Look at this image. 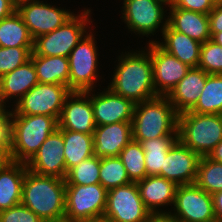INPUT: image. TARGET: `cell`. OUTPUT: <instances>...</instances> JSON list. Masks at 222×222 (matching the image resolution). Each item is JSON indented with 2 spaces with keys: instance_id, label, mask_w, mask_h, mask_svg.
<instances>
[{
  "instance_id": "6da1fadb",
  "label": "cell",
  "mask_w": 222,
  "mask_h": 222,
  "mask_svg": "<svg viewBox=\"0 0 222 222\" xmlns=\"http://www.w3.org/2000/svg\"><path fill=\"white\" fill-rule=\"evenodd\" d=\"M65 188V179L27 170L22 185L21 204L44 222L62 221L65 218Z\"/></svg>"
},
{
  "instance_id": "7a4b0ae2",
  "label": "cell",
  "mask_w": 222,
  "mask_h": 222,
  "mask_svg": "<svg viewBox=\"0 0 222 222\" xmlns=\"http://www.w3.org/2000/svg\"><path fill=\"white\" fill-rule=\"evenodd\" d=\"M142 52V53H140ZM108 88L135 104L157 97L149 51L121 55Z\"/></svg>"
},
{
  "instance_id": "3957f363",
  "label": "cell",
  "mask_w": 222,
  "mask_h": 222,
  "mask_svg": "<svg viewBox=\"0 0 222 222\" xmlns=\"http://www.w3.org/2000/svg\"><path fill=\"white\" fill-rule=\"evenodd\" d=\"M58 129V120L47 115H10L12 161L27 164L41 145Z\"/></svg>"
},
{
  "instance_id": "277c9868",
  "label": "cell",
  "mask_w": 222,
  "mask_h": 222,
  "mask_svg": "<svg viewBox=\"0 0 222 222\" xmlns=\"http://www.w3.org/2000/svg\"><path fill=\"white\" fill-rule=\"evenodd\" d=\"M178 113L167 96L136 103L132 118V140L142 142L178 135Z\"/></svg>"
},
{
  "instance_id": "5b68a950",
  "label": "cell",
  "mask_w": 222,
  "mask_h": 222,
  "mask_svg": "<svg viewBox=\"0 0 222 222\" xmlns=\"http://www.w3.org/2000/svg\"><path fill=\"white\" fill-rule=\"evenodd\" d=\"M178 140L200 157L222 141V114L183 112L178 115Z\"/></svg>"
},
{
  "instance_id": "8992f818",
  "label": "cell",
  "mask_w": 222,
  "mask_h": 222,
  "mask_svg": "<svg viewBox=\"0 0 222 222\" xmlns=\"http://www.w3.org/2000/svg\"><path fill=\"white\" fill-rule=\"evenodd\" d=\"M90 10L73 15L62 26L34 39L33 52L38 56H63L68 58L72 49L84 37Z\"/></svg>"
},
{
  "instance_id": "52a82bcc",
  "label": "cell",
  "mask_w": 222,
  "mask_h": 222,
  "mask_svg": "<svg viewBox=\"0 0 222 222\" xmlns=\"http://www.w3.org/2000/svg\"><path fill=\"white\" fill-rule=\"evenodd\" d=\"M107 190L100 184L66 185L65 218L74 222L104 216Z\"/></svg>"
},
{
  "instance_id": "ba28073f",
  "label": "cell",
  "mask_w": 222,
  "mask_h": 222,
  "mask_svg": "<svg viewBox=\"0 0 222 222\" xmlns=\"http://www.w3.org/2000/svg\"><path fill=\"white\" fill-rule=\"evenodd\" d=\"M71 93L61 84L38 83L18 102L11 115H47L60 117L65 98Z\"/></svg>"
},
{
  "instance_id": "9c48e42d",
  "label": "cell",
  "mask_w": 222,
  "mask_h": 222,
  "mask_svg": "<svg viewBox=\"0 0 222 222\" xmlns=\"http://www.w3.org/2000/svg\"><path fill=\"white\" fill-rule=\"evenodd\" d=\"M151 215L144 206L136 182L107 191L103 217L108 222H147Z\"/></svg>"
},
{
  "instance_id": "30bf717a",
  "label": "cell",
  "mask_w": 222,
  "mask_h": 222,
  "mask_svg": "<svg viewBox=\"0 0 222 222\" xmlns=\"http://www.w3.org/2000/svg\"><path fill=\"white\" fill-rule=\"evenodd\" d=\"M97 48L93 34L89 33L72 49L68 56L70 75L68 88L71 92L92 91L97 78Z\"/></svg>"
},
{
  "instance_id": "8fae6325",
  "label": "cell",
  "mask_w": 222,
  "mask_h": 222,
  "mask_svg": "<svg viewBox=\"0 0 222 222\" xmlns=\"http://www.w3.org/2000/svg\"><path fill=\"white\" fill-rule=\"evenodd\" d=\"M173 209L168 214L177 222H217L212 195L195 183L178 185Z\"/></svg>"
},
{
  "instance_id": "7c38bea8",
  "label": "cell",
  "mask_w": 222,
  "mask_h": 222,
  "mask_svg": "<svg viewBox=\"0 0 222 222\" xmlns=\"http://www.w3.org/2000/svg\"><path fill=\"white\" fill-rule=\"evenodd\" d=\"M16 11L28 27L33 39L62 26L74 14L38 0H24L16 4Z\"/></svg>"
},
{
  "instance_id": "4fadbf2b",
  "label": "cell",
  "mask_w": 222,
  "mask_h": 222,
  "mask_svg": "<svg viewBox=\"0 0 222 222\" xmlns=\"http://www.w3.org/2000/svg\"><path fill=\"white\" fill-rule=\"evenodd\" d=\"M148 46L156 94L157 96H168L191 67L167 53L157 44V41H151Z\"/></svg>"
},
{
  "instance_id": "5bb4252c",
  "label": "cell",
  "mask_w": 222,
  "mask_h": 222,
  "mask_svg": "<svg viewBox=\"0 0 222 222\" xmlns=\"http://www.w3.org/2000/svg\"><path fill=\"white\" fill-rule=\"evenodd\" d=\"M90 92H71L65 98L58 119V130L93 134L96 124L94 121L93 106L91 99H89Z\"/></svg>"
},
{
  "instance_id": "9a60e30c",
  "label": "cell",
  "mask_w": 222,
  "mask_h": 222,
  "mask_svg": "<svg viewBox=\"0 0 222 222\" xmlns=\"http://www.w3.org/2000/svg\"><path fill=\"white\" fill-rule=\"evenodd\" d=\"M200 156L177 140L169 149L158 174L177 185L193 184L197 178Z\"/></svg>"
},
{
  "instance_id": "2e32d148",
  "label": "cell",
  "mask_w": 222,
  "mask_h": 222,
  "mask_svg": "<svg viewBox=\"0 0 222 222\" xmlns=\"http://www.w3.org/2000/svg\"><path fill=\"white\" fill-rule=\"evenodd\" d=\"M26 165L28 170L39 175L65 179L66 163L63 134L58 129L50 134Z\"/></svg>"
},
{
  "instance_id": "e0dca14e",
  "label": "cell",
  "mask_w": 222,
  "mask_h": 222,
  "mask_svg": "<svg viewBox=\"0 0 222 222\" xmlns=\"http://www.w3.org/2000/svg\"><path fill=\"white\" fill-rule=\"evenodd\" d=\"M123 19L130 31L152 34L158 29L164 19L165 5L158 0H124Z\"/></svg>"
},
{
  "instance_id": "ac0fdd59",
  "label": "cell",
  "mask_w": 222,
  "mask_h": 222,
  "mask_svg": "<svg viewBox=\"0 0 222 222\" xmlns=\"http://www.w3.org/2000/svg\"><path fill=\"white\" fill-rule=\"evenodd\" d=\"M93 106L96 126L118 122H132L135 103L115 94L109 88L96 96L89 97Z\"/></svg>"
},
{
  "instance_id": "d6986e66",
  "label": "cell",
  "mask_w": 222,
  "mask_h": 222,
  "mask_svg": "<svg viewBox=\"0 0 222 222\" xmlns=\"http://www.w3.org/2000/svg\"><path fill=\"white\" fill-rule=\"evenodd\" d=\"M132 141V122H118L96 126L93 132L94 156L119 157Z\"/></svg>"
},
{
  "instance_id": "ffe728a7",
  "label": "cell",
  "mask_w": 222,
  "mask_h": 222,
  "mask_svg": "<svg viewBox=\"0 0 222 222\" xmlns=\"http://www.w3.org/2000/svg\"><path fill=\"white\" fill-rule=\"evenodd\" d=\"M208 73L200 68H190L187 74L167 96L178 114L190 111L199 100Z\"/></svg>"
},
{
  "instance_id": "44dd1931",
  "label": "cell",
  "mask_w": 222,
  "mask_h": 222,
  "mask_svg": "<svg viewBox=\"0 0 222 222\" xmlns=\"http://www.w3.org/2000/svg\"><path fill=\"white\" fill-rule=\"evenodd\" d=\"M136 183L144 206L152 215L168 214L158 211L156 208L170 203L174 204L178 187L175 182L159 175H151Z\"/></svg>"
},
{
  "instance_id": "7402d4cb",
  "label": "cell",
  "mask_w": 222,
  "mask_h": 222,
  "mask_svg": "<svg viewBox=\"0 0 222 222\" xmlns=\"http://www.w3.org/2000/svg\"><path fill=\"white\" fill-rule=\"evenodd\" d=\"M164 43L157 44L167 53L175 56L182 63L191 68H197L199 63L201 43L190 38L186 34L173 30L168 25V20L162 25Z\"/></svg>"
},
{
  "instance_id": "603a6c76",
  "label": "cell",
  "mask_w": 222,
  "mask_h": 222,
  "mask_svg": "<svg viewBox=\"0 0 222 222\" xmlns=\"http://www.w3.org/2000/svg\"><path fill=\"white\" fill-rule=\"evenodd\" d=\"M168 25L177 32L186 34L201 44L211 39L208 14L194 12L175 5L170 7Z\"/></svg>"
},
{
  "instance_id": "cb8c5ba5",
  "label": "cell",
  "mask_w": 222,
  "mask_h": 222,
  "mask_svg": "<svg viewBox=\"0 0 222 222\" xmlns=\"http://www.w3.org/2000/svg\"><path fill=\"white\" fill-rule=\"evenodd\" d=\"M27 170L25 163L16 161L0 169V212L21 204L22 185Z\"/></svg>"
},
{
  "instance_id": "d4e9b609",
  "label": "cell",
  "mask_w": 222,
  "mask_h": 222,
  "mask_svg": "<svg viewBox=\"0 0 222 222\" xmlns=\"http://www.w3.org/2000/svg\"><path fill=\"white\" fill-rule=\"evenodd\" d=\"M36 69L30 59L11 72L0 77V100L18 97L17 102L36 84H38Z\"/></svg>"
},
{
  "instance_id": "484cf974",
  "label": "cell",
  "mask_w": 222,
  "mask_h": 222,
  "mask_svg": "<svg viewBox=\"0 0 222 222\" xmlns=\"http://www.w3.org/2000/svg\"><path fill=\"white\" fill-rule=\"evenodd\" d=\"M30 59L35 66L39 83L61 84L68 87L70 75L68 58L63 56H38L32 52Z\"/></svg>"
},
{
  "instance_id": "4316f807",
  "label": "cell",
  "mask_w": 222,
  "mask_h": 222,
  "mask_svg": "<svg viewBox=\"0 0 222 222\" xmlns=\"http://www.w3.org/2000/svg\"><path fill=\"white\" fill-rule=\"evenodd\" d=\"M64 139V156L67 172L83 160L94 156L93 134L59 130Z\"/></svg>"
},
{
  "instance_id": "83f0119b",
  "label": "cell",
  "mask_w": 222,
  "mask_h": 222,
  "mask_svg": "<svg viewBox=\"0 0 222 222\" xmlns=\"http://www.w3.org/2000/svg\"><path fill=\"white\" fill-rule=\"evenodd\" d=\"M0 47H34V39L17 11L0 21Z\"/></svg>"
},
{
  "instance_id": "f1b7e54d",
  "label": "cell",
  "mask_w": 222,
  "mask_h": 222,
  "mask_svg": "<svg viewBox=\"0 0 222 222\" xmlns=\"http://www.w3.org/2000/svg\"><path fill=\"white\" fill-rule=\"evenodd\" d=\"M177 140L178 135H168L141 142L145 152L147 176L158 175L161 172L167 152Z\"/></svg>"
},
{
  "instance_id": "f546056e",
  "label": "cell",
  "mask_w": 222,
  "mask_h": 222,
  "mask_svg": "<svg viewBox=\"0 0 222 222\" xmlns=\"http://www.w3.org/2000/svg\"><path fill=\"white\" fill-rule=\"evenodd\" d=\"M190 112L222 114V74H208L199 100Z\"/></svg>"
},
{
  "instance_id": "4dcf8cb0",
  "label": "cell",
  "mask_w": 222,
  "mask_h": 222,
  "mask_svg": "<svg viewBox=\"0 0 222 222\" xmlns=\"http://www.w3.org/2000/svg\"><path fill=\"white\" fill-rule=\"evenodd\" d=\"M195 184L211 195L222 191V163L201 157Z\"/></svg>"
},
{
  "instance_id": "1f68e13d",
  "label": "cell",
  "mask_w": 222,
  "mask_h": 222,
  "mask_svg": "<svg viewBox=\"0 0 222 222\" xmlns=\"http://www.w3.org/2000/svg\"><path fill=\"white\" fill-rule=\"evenodd\" d=\"M132 183L119 157H101L100 185L107 191Z\"/></svg>"
},
{
  "instance_id": "d6a6232c",
  "label": "cell",
  "mask_w": 222,
  "mask_h": 222,
  "mask_svg": "<svg viewBox=\"0 0 222 222\" xmlns=\"http://www.w3.org/2000/svg\"><path fill=\"white\" fill-rule=\"evenodd\" d=\"M119 158L125 166L132 182L143 180L146 176L145 152L140 142L132 140L120 152Z\"/></svg>"
},
{
  "instance_id": "836d02e7",
  "label": "cell",
  "mask_w": 222,
  "mask_h": 222,
  "mask_svg": "<svg viewBox=\"0 0 222 222\" xmlns=\"http://www.w3.org/2000/svg\"><path fill=\"white\" fill-rule=\"evenodd\" d=\"M101 157L92 156L71 168L66 175V185L100 184Z\"/></svg>"
},
{
  "instance_id": "e575fe53",
  "label": "cell",
  "mask_w": 222,
  "mask_h": 222,
  "mask_svg": "<svg viewBox=\"0 0 222 222\" xmlns=\"http://www.w3.org/2000/svg\"><path fill=\"white\" fill-rule=\"evenodd\" d=\"M197 68L208 74H222V46L211 39L202 43Z\"/></svg>"
},
{
  "instance_id": "d590c367",
  "label": "cell",
  "mask_w": 222,
  "mask_h": 222,
  "mask_svg": "<svg viewBox=\"0 0 222 222\" xmlns=\"http://www.w3.org/2000/svg\"><path fill=\"white\" fill-rule=\"evenodd\" d=\"M33 47H0V77L30 60Z\"/></svg>"
},
{
  "instance_id": "8d00e7d4",
  "label": "cell",
  "mask_w": 222,
  "mask_h": 222,
  "mask_svg": "<svg viewBox=\"0 0 222 222\" xmlns=\"http://www.w3.org/2000/svg\"><path fill=\"white\" fill-rule=\"evenodd\" d=\"M0 222H44L32 210L19 204L0 212Z\"/></svg>"
},
{
  "instance_id": "74e56055",
  "label": "cell",
  "mask_w": 222,
  "mask_h": 222,
  "mask_svg": "<svg viewBox=\"0 0 222 222\" xmlns=\"http://www.w3.org/2000/svg\"><path fill=\"white\" fill-rule=\"evenodd\" d=\"M175 6L177 8L209 14L214 8L215 3L214 0H178Z\"/></svg>"
},
{
  "instance_id": "f35d334b",
  "label": "cell",
  "mask_w": 222,
  "mask_h": 222,
  "mask_svg": "<svg viewBox=\"0 0 222 222\" xmlns=\"http://www.w3.org/2000/svg\"><path fill=\"white\" fill-rule=\"evenodd\" d=\"M210 36L214 33L222 32V3H216L208 14Z\"/></svg>"
},
{
  "instance_id": "ab89813d",
  "label": "cell",
  "mask_w": 222,
  "mask_h": 222,
  "mask_svg": "<svg viewBox=\"0 0 222 222\" xmlns=\"http://www.w3.org/2000/svg\"><path fill=\"white\" fill-rule=\"evenodd\" d=\"M5 108V104L0 100V140H10L11 111L9 112Z\"/></svg>"
},
{
  "instance_id": "60d3db41",
  "label": "cell",
  "mask_w": 222,
  "mask_h": 222,
  "mask_svg": "<svg viewBox=\"0 0 222 222\" xmlns=\"http://www.w3.org/2000/svg\"><path fill=\"white\" fill-rule=\"evenodd\" d=\"M12 162L10 140H0V169Z\"/></svg>"
},
{
  "instance_id": "b9f144b4",
  "label": "cell",
  "mask_w": 222,
  "mask_h": 222,
  "mask_svg": "<svg viewBox=\"0 0 222 222\" xmlns=\"http://www.w3.org/2000/svg\"><path fill=\"white\" fill-rule=\"evenodd\" d=\"M16 4L14 0H0V21L16 11Z\"/></svg>"
},
{
  "instance_id": "7bdbcfd3",
  "label": "cell",
  "mask_w": 222,
  "mask_h": 222,
  "mask_svg": "<svg viewBox=\"0 0 222 222\" xmlns=\"http://www.w3.org/2000/svg\"><path fill=\"white\" fill-rule=\"evenodd\" d=\"M212 198L217 222H222V191L212 194Z\"/></svg>"
},
{
  "instance_id": "ee69618b",
  "label": "cell",
  "mask_w": 222,
  "mask_h": 222,
  "mask_svg": "<svg viewBox=\"0 0 222 222\" xmlns=\"http://www.w3.org/2000/svg\"><path fill=\"white\" fill-rule=\"evenodd\" d=\"M215 162L222 163V141L207 156Z\"/></svg>"
},
{
  "instance_id": "f6af8a7d",
  "label": "cell",
  "mask_w": 222,
  "mask_h": 222,
  "mask_svg": "<svg viewBox=\"0 0 222 222\" xmlns=\"http://www.w3.org/2000/svg\"><path fill=\"white\" fill-rule=\"evenodd\" d=\"M147 222H176L169 214L151 215Z\"/></svg>"
},
{
  "instance_id": "bcb514c9",
  "label": "cell",
  "mask_w": 222,
  "mask_h": 222,
  "mask_svg": "<svg viewBox=\"0 0 222 222\" xmlns=\"http://www.w3.org/2000/svg\"><path fill=\"white\" fill-rule=\"evenodd\" d=\"M211 40L222 46V32L214 33Z\"/></svg>"
},
{
  "instance_id": "7dc6e473",
  "label": "cell",
  "mask_w": 222,
  "mask_h": 222,
  "mask_svg": "<svg viewBox=\"0 0 222 222\" xmlns=\"http://www.w3.org/2000/svg\"><path fill=\"white\" fill-rule=\"evenodd\" d=\"M74 222H108L104 217L95 218V219H87V220H79Z\"/></svg>"
},
{
  "instance_id": "c3c4849f",
  "label": "cell",
  "mask_w": 222,
  "mask_h": 222,
  "mask_svg": "<svg viewBox=\"0 0 222 222\" xmlns=\"http://www.w3.org/2000/svg\"><path fill=\"white\" fill-rule=\"evenodd\" d=\"M158 1L165 5L168 4V7H171V6H174L178 0H158Z\"/></svg>"
},
{
  "instance_id": "681fc988",
  "label": "cell",
  "mask_w": 222,
  "mask_h": 222,
  "mask_svg": "<svg viewBox=\"0 0 222 222\" xmlns=\"http://www.w3.org/2000/svg\"><path fill=\"white\" fill-rule=\"evenodd\" d=\"M214 3H222V0H214Z\"/></svg>"
},
{
  "instance_id": "f907efd6",
  "label": "cell",
  "mask_w": 222,
  "mask_h": 222,
  "mask_svg": "<svg viewBox=\"0 0 222 222\" xmlns=\"http://www.w3.org/2000/svg\"><path fill=\"white\" fill-rule=\"evenodd\" d=\"M16 3H18V2H21V1H24V0H14Z\"/></svg>"
},
{
  "instance_id": "816d5d0a",
  "label": "cell",
  "mask_w": 222,
  "mask_h": 222,
  "mask_svg": "<svg viewBox=\"0 0 222 222\" xmlns=\"http://www.w3.org/2000/svg\"><path fill=\"white\" fill-rule=\"evenodd\" d=\"M58 222H70V221L62 220V221H58Z\"/></svg>"
}]
</instances>
